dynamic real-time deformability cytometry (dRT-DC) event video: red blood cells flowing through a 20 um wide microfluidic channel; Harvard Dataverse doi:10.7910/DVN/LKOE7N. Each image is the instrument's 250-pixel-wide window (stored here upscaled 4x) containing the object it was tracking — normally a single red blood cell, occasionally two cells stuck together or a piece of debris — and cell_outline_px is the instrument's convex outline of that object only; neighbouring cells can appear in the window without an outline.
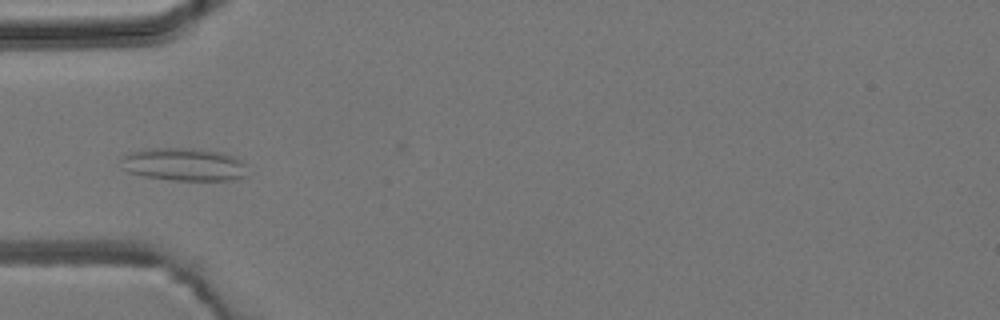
{"species": "common noctule bat (a hibernating species)", "species_latin": "Nyctalus noctula", "temperature_condition": "room temperature", "stored_images_in_passage": 7, "camera_frame_rate_fps": 3000, "um_per_image_px": 0.085, "animal": {"sex": "male", "body_mass_g": 19.2, "forearm_length_mm": 51.8}, "frame": {"image": 1, "passage_image": 6, "time_ms": 6.667, "image_size_px": [1000, 320], "cell_outline_px": [[244, 176], [232, 180], [172, 180], [144, 176], [128, 172], [124, 168], [120, 160], [120, 156], [132, 152], [156, 148], [192, 148], [220, 152], [232, 156], [240, 160], [244, 164]], "centroid_in_image_um": [15.58, 13.98], "position_along_channel_um": 69.4, "area_um2": 23.87}}